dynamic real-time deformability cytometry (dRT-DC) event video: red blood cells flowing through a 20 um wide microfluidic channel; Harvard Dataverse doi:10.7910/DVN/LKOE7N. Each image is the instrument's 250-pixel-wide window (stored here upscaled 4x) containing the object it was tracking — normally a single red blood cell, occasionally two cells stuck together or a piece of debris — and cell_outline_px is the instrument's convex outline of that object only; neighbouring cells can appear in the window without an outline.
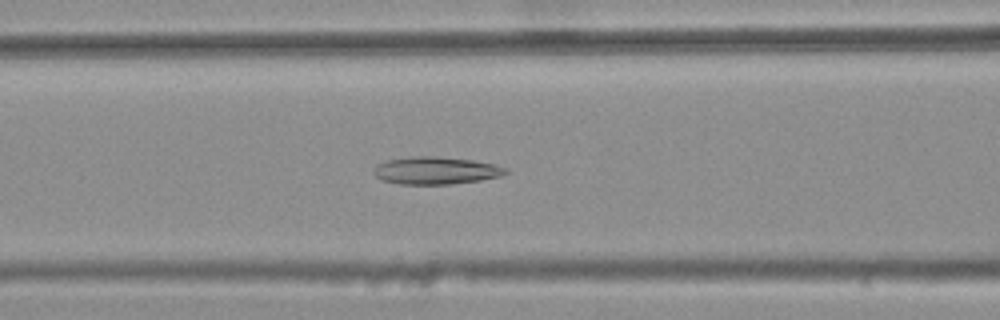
{"species": "common noctule bat (a hibernating species)", "species_latin": "Nyctalus noctula", "temperature_condition": "warm", "stored_images_in_passage": 37, "camera_frame_rate_fps": 3000, "um_per_image_px": 0.085, "animal": {"sex": "female", "body_mass_g": 25.1}, "frame": {"image": 1, "passage_image": 13, "time_ms": 4.0, "image_size_px": [1000, 320], "cell_outline_px": [[508, 172], [500, 176], [480, 180], [448, 184], [400, 184], [380, 180], [372, 172], [376, 164], [388, 160], [412, 156], [432, 156], [472, 160], [496, 164], [508, 168]], "centroid_in_image_um": [37.03, 14.49], "position_along_channel_um": 129.6, "area_um2": 21.15}}
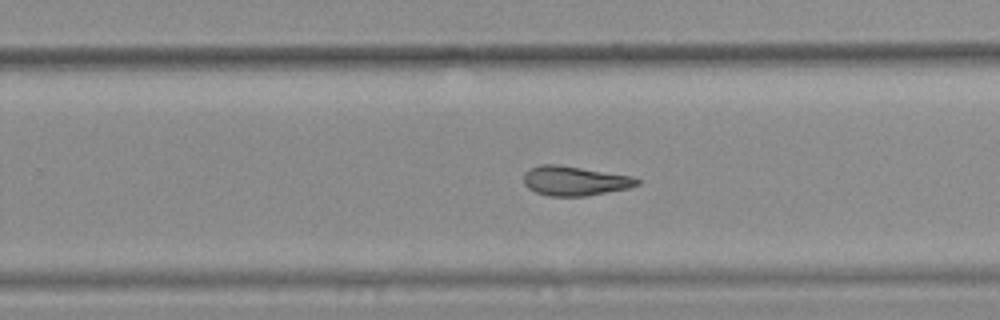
{"frame": {"image": 2, "passage_image": 25, "time_ms": 8.0, "image_size_px": [1000, 320], "cell_outline_px": [[640, 184], [628, 188], [584, 196], [548, 196], [536, 192], [528, 188], [524, 184], [524, 172], [540, 164], [556, 164], [632, 176], [640, 180]], "centroid_in_image_um": [48.83, 15.37], "position_along_channel_um": 281.0, "area_um2": 19.31}}
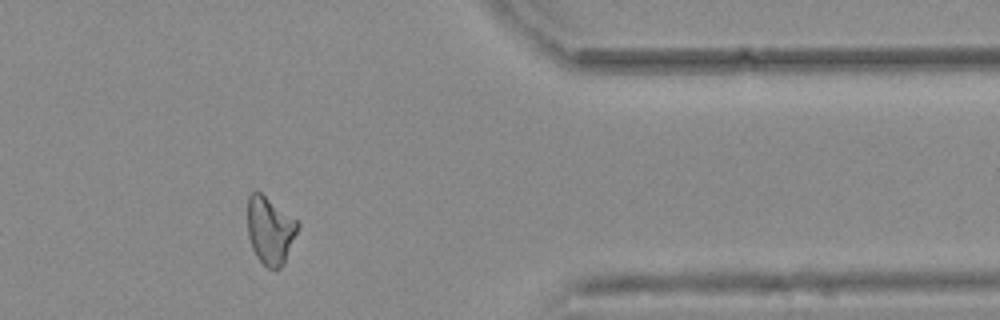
{"frame": {"image": 3, "passage_image": 35, "time_ms": 11.333, "image_size_px": [1000, 320], "cell_outline_px": [[300, 224], [284, 264], [280, 268], [268, 268], [256, 256], [252, 248], [248, 236], [248, 196], [252, 192], [260, 192], [300, 220]], "centroid_in_image_um": [22.98, 19.56], "position_along_channel_um": 388.4, "area_um2": 19.88}, "authors_computed_cell_mechanics": {"area_um2": 20.23, "velocity_mm_per_s": 3.7956, "shape_relaxation_time_tau1_ms": null, "shape_relaxation_time_tau2_ms": 4.5886, "deformation_change_tau1": null, "deformation_change_tau2": 0.148}}